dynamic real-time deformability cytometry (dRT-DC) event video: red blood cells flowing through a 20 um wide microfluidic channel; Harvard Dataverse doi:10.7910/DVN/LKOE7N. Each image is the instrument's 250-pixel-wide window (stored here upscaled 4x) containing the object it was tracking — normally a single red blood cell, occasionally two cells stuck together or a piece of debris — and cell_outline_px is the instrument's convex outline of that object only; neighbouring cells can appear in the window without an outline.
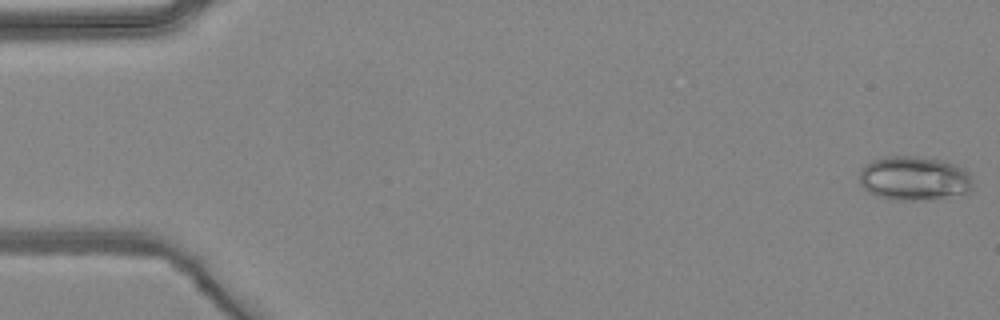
{"species": "common noctule bat (a hibernating species)", "species_latin": "Nyctalus noctula", "temperature_condition": "warm", "stored_images_in_passage": 4, "camera_frame_rate_fps": 3000, "um_per_image_px": 0.085, "animal": {"sex": "female", "body_mass_g": 24.6, "forearm_length_mm": 56.2}, "frame": {"image": 1, "passage_image": 1, "time_ms": 0.0, "image_size_px": [1000, 320], "cell_outline_px": [[972, 188], [968, 192], [920, 200], [896, 200], [876, 196], [868, 192], [860, 184], [860, 172], [864, 164], [872, 160], [888, 156], [912, 156], [940, 160], [964, 168], [968, 172], [972, 180]], "centroid_in_image_um": [77.65, 15.15], "position_along_channel_um": 7.3, "area_um2": 28.9}}